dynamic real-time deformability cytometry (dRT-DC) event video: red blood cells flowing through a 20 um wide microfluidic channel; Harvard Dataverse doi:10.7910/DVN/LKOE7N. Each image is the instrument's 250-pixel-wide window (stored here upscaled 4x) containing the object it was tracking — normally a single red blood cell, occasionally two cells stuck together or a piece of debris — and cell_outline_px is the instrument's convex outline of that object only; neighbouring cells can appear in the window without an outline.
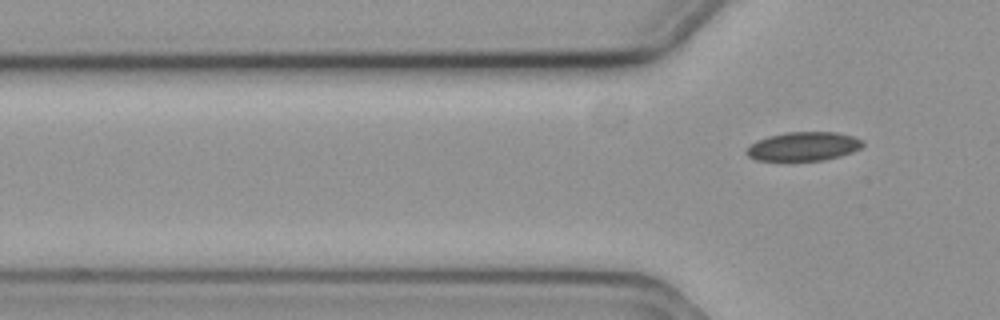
{"species": "common noctule bat (a hibernating species)", "species_latin": "Nyctalus noctula", "temperature_condition": "cold", "stored_images_in_passage": 7, "camera_frame_rate_fps": 3000, "um_per_image_px": 0.085, "animal": {"sex": "female", "body_mass_g": 19.3, "forearm_length_mm": 54.1}, "frame": {"image": 1, "passage_image": 7, "time_ms": 2.0, "image_size_px": [1000, 320], "cell_outline_px": [[864, 144], [860, 148], [852, 152], [840, 156], [824, 160], [788, 164], [780, 164], [756, 160], [748, 156], [744, 152], [756, 140], [768, 136], [784, 132], [836, 132], [852, 136], [864, 140]], "centroid_in_image_um": [68.23, 12.5], "position_along_channel_um": 57.6, "area_um2": 20.63}}